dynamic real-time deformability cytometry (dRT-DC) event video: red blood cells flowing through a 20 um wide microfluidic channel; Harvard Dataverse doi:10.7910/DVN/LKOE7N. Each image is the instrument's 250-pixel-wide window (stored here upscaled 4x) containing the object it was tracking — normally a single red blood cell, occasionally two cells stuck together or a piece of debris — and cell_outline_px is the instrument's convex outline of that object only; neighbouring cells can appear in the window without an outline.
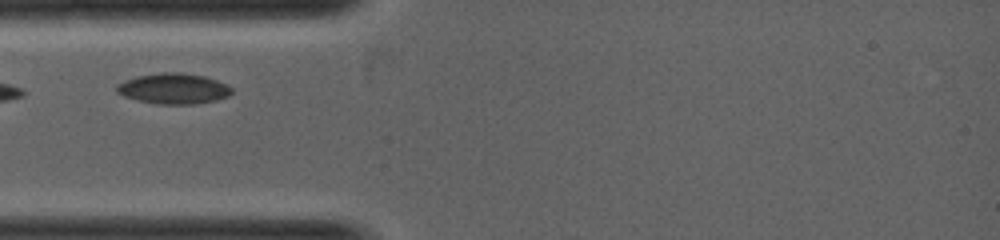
{"species": "common noctule bat (a hibernating species)", "species_latin": "Nyctalus noctula", "temperature_condition": "warm", "stored_images_in_passage": 8, "camera_frame_rate_fps": 5000, "um_per_image_px": 0.085, "animal": {"sex": "female", "body_mass_g": 19.0, "forearm_length_mm": 53.3}, "frame": {"image": 1, "passage_image": 1, "time_ms": 0.0, "image_size_px": [1000, 240], "cell_outline_px": [[232, 92], [228, 96], [216, 100], [196, 104], [156, 104], [124, 96], [116, 92], [116, 84], [124, 80], [136, 76], [160, 72], [180, 72], [204, 76], [228, 84], [232, 88]], "centroid_in_image_um": [14.75, 7.52], "position_along_channel_um": 70.3, "area_um2": 20.63}}
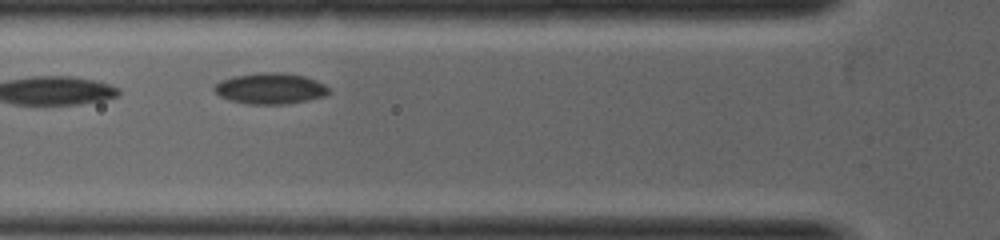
{"frame": {"image": 2, "passage_image": 2, "time_ms": 0.4, "image_size_px": [1000, 240], "cell_outline_px": [[332, 92], [324, 96], [308, 100], [284, 104], [248, 104], [228, 100], [220, 96], [212, 88], [220, 80], [236, 76], [264, 72], [280, 72], [304, 76], [316, 80], [324, 84]], "centroid_in_image_um": [22.98, 7.53], "position_along_channel_um": 102.8, "area_um2": 20.63}}
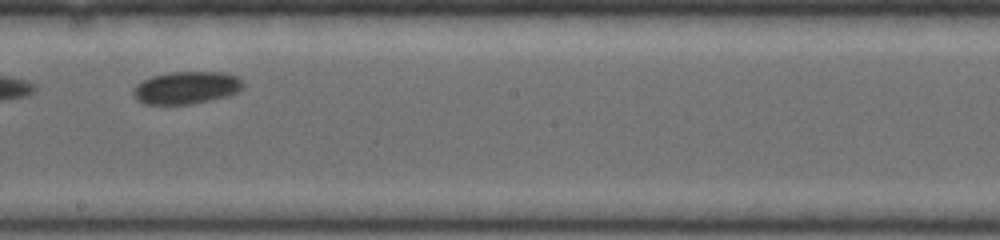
{"frame": {"image": 3, "passage_image": 6, "time_ms": 2.0, "image_size_px": [1000, 240], "cell_outline_px": [[244, 88], [240, 92], [228, 96], [192, 104], [144, 104], [136, 100], [132, 92], [132, 88], [136, 84], [152, 76], [168, 72], [224, 72], [240, 76], [244, 80]], "centroid_in_image_um": [15.89, 7.45], "position_along_channel_um": 232.3, "area_um2": 21.27}}